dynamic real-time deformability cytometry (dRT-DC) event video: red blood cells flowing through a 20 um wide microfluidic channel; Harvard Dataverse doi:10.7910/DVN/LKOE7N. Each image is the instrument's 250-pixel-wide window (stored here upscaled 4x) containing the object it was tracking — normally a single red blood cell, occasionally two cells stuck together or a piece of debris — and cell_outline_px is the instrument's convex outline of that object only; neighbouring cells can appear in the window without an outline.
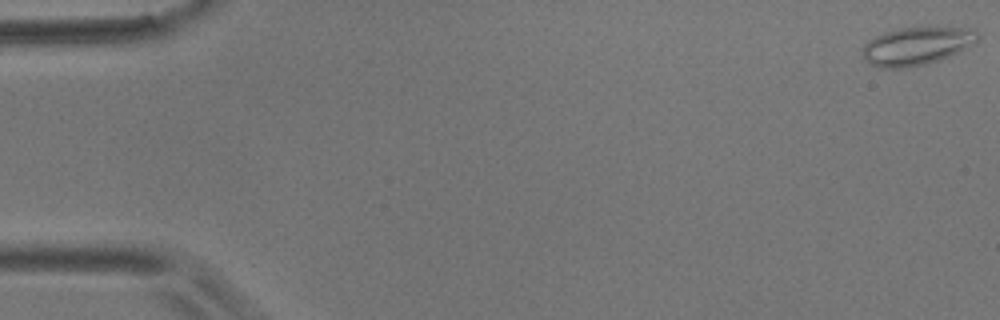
{"species": "common noctule bat (a hibernating species)", "species_latin": "Nyctalus noctula", "temperature_condition": "room temperature", "stored_images_in_passage": 55, "camera_frame_rate_fps": 3000, "um_per_image_px": 0.085, "animal": {"sex": "male", "body_mass_g": 17.9}, "frame": {"image": 1, "passage_image": 1, "time_ms": 0.0, "image_size_px": [1000, 320], "cell_outline_px": [[980, 36], [976, 44], [968, 48], [940, 60], [928, 64], [904, 68], [880, 68], [868, 64], [860, 48], [868, 40], [884, 32], [900, 28], [968, 28], [976, 32]], "centroid_in_image_um": [77.9, 3.93], "position_along_channel_um": 7.1, "area_um2": 25.66}}
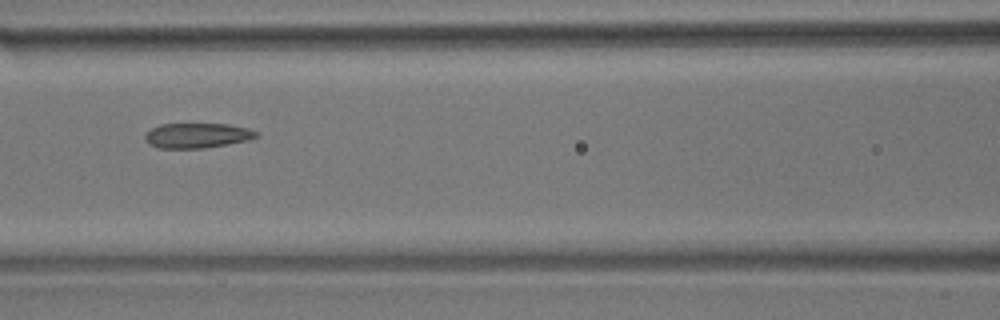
{"frame": {"image": 2, "passage_image": 24, "time_ms": 7.667, "image_size_px": [1000, 320], "cell_outline_px": [[260, 136], [248, 140], [228, 144], [204, 148], [160, 148], [148, 144], [144, 140], [144, 136], [152, 128], [160, 124], [228, 124], [248, 128], [256, 132]], "centroid_in_image_um": [16.75, 11.52], "position_along_channel_um": 149.8, "area_um2": 16.18}}
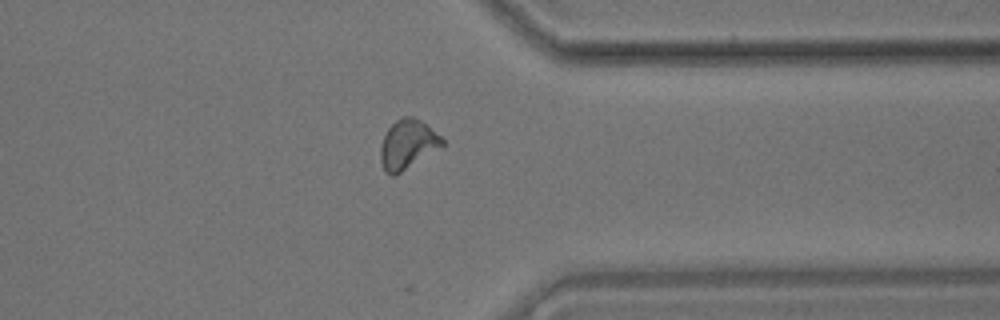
{"frame": {"image": 3, "passage_image": 43, "time_ms": 14.0, "image_size_px": [1000, 320], "cell_outline_px": [[444, 144], [396, 176], [392, 176], [384, 172], [380, 160], [380, 148], [384, 136], [388, 128], [396, 120], [404, 116], [412, 116], [420, 120], [440, 136], [444, 140]], "centroid_in_image_um": [34.6, 12.29], "position_along_channel_um": 376.8, "area_um2": 17.51}, "authors_computed_cell_mechanics": {"area_um2": 17.5134, "velocity_mm_per_s": 3.6713, "shape_relaxation_time_tau1_ms": null, "shape_relaxation_time_tau2_ms": 1.8332, "deformation_change_tau1": null, "deformation_change_tau2": 0.0887}}